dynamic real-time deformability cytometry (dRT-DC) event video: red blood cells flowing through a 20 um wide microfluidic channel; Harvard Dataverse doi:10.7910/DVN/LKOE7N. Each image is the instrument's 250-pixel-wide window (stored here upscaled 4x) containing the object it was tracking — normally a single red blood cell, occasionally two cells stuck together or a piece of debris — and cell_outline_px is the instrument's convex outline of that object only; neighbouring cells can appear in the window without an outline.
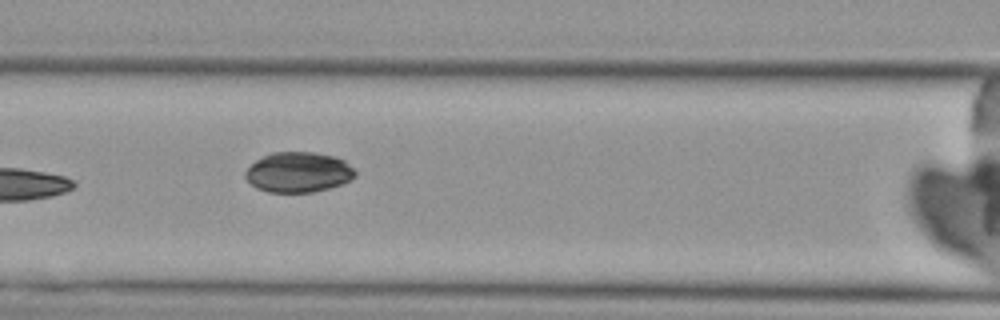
{"species": "Egyptian fruit bat (a non-hibernating species)", "species_latin": "Rousettus aegyptiacus", "temperature_condition": "cold", "stored_images_in_passage": 8, "camera_frame_rate_fps": 3000, "um_per_image_px": 0.085, "animal": {"sex": "female"}, "frame": {"image": 1, "passage_image": 8, "time_ms": 8.333, "image_size_px": [1000, 320], "cell_outline_px": [[356, 176], [340, 184], [328, 188], [312, 192], [268, 192], [256, 188], [244, 176], [244, 172], [256, 160], [272, 152], [312, 152], [336, 156], [344, 160], [356, 172]], "centroid_in_image_um": [25.35, 14.63], "position_along_channel_um": 141.3, "area_um2": 25.61}}